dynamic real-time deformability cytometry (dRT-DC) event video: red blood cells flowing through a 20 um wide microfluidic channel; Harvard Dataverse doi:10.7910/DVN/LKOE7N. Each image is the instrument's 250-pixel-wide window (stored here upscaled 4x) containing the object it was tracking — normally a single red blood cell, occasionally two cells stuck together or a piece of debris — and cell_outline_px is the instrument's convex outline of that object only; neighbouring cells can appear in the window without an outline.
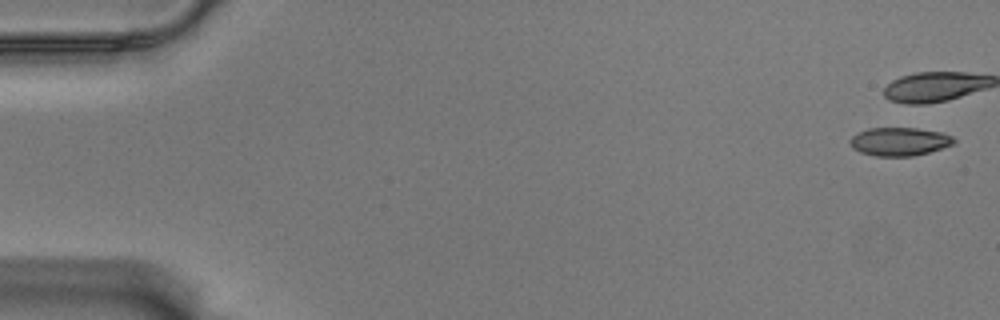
{"species": "Egyptian fruit bat (a non-hibernating species)", "species_latin": "Rousettus aegyptiacus", "temperature_condition": "warm", "stored_images_in_passage": 7, "camera_frame_rate_fps": 3000, "um_per_image_px": 0.085, "animal": {"sex": "male"}, "frame": {"image": 1, "passage_image": 2, "time_ms": 0.333, "image_size_px": [1000, 320], "cell_outline_px": [[956, 144], [928, 152], [912, 156], [876, 156], [860, 152], [852, 148], [848, 140], [856, 132], [868, 128], [916, 128], [944, 132], [952, 136], [956, 140]], "centroid_in_image_um": [76.45, 12.02], "position_along_channel_um": 8.5, "area_um2": 17.4}}